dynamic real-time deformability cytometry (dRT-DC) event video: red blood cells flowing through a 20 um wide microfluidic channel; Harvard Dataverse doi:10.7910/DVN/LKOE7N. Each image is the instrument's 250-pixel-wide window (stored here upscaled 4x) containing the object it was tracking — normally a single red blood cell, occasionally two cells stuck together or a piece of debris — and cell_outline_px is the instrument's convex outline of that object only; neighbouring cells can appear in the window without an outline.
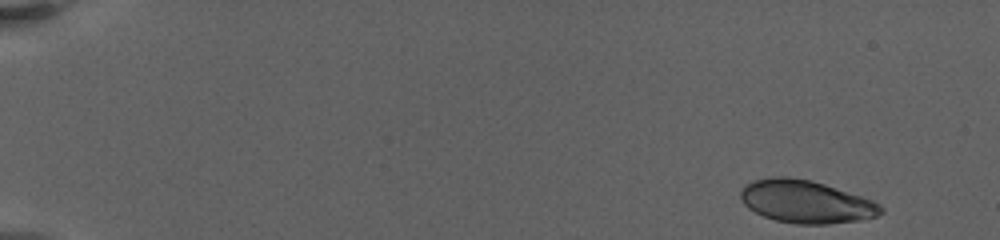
{"species": "human", "species_latin": "Homo sapiens", "temperature_condition": "warm", "stored_images_in_passage": 9, "camera_frame_rate_fps": 3000, "um_per_image_px": 0.085, "donor": {"sex": "female"}, "frame": {"image": 1, "passage_image": 1, "time_ms": 0.0, "image_size_px": [1000, 240], "cell_outline_px": [[884, 212], [876, 216], [860, 220], [828, 224], [796, 224], [776, 220], [764, 216], [748, 208], [744, 204], [740, 196], [740, 192], [748, 184], [756, 180], [776, 176], [788, 176], [808, 180], [824, 184], [872, 200], [880, 204], [884, 208]], "centroid_in_image_um": [68.53, 17.15], "position_along_channel_um": 16.5, "area_um2": 34.56}}
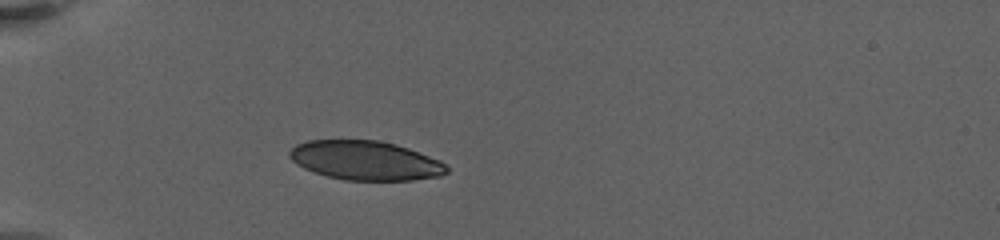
{"frame": {"image": 2, "passage_image": 7, "time_ms": 5.333, "image_size_px": [1000, 240], "cell_outline_px": [[448, 172], [440, 176], [412, 180], [344, 180], [328, 176], [304, 168], [296, 164], [288, 156], [288, 152], [296, 144], [308, 140], [380, 140], [396, 144], [408, 148], [440, 160], [448, 168]], "centroid_in_image_um": [31.05, 13.63], "position_along_channel_um": 53.9, "area_um2": 35.89}}
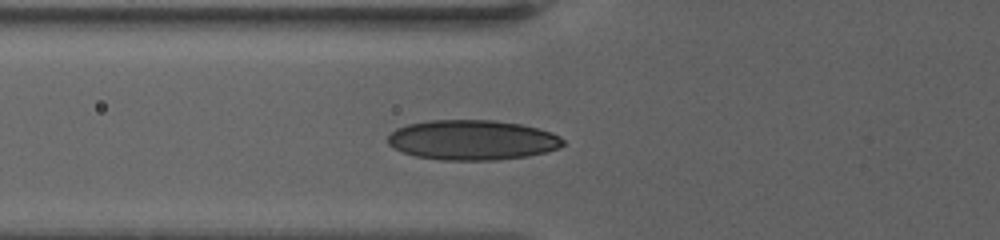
{"frame": {"image": 3, "passage_image": 9, "time_ms": 7.0, "image_size_px": [1000, 240], "cell_outline_px": [[564, 144], [560, 148], [548, 152], [528, 156], [496, 160], [440, 160], [416, 156], [400, 152], [388, 144], [388, 136], [396, 128], [408, 124], [428, 120], [496, 120], [520, 124], [552, 132], [560, 136], [564, 140]], "centroid_in_image_um": [40.15, 11.9], "position_along_channel_um": 85.6, "area_um2": 41.15}}